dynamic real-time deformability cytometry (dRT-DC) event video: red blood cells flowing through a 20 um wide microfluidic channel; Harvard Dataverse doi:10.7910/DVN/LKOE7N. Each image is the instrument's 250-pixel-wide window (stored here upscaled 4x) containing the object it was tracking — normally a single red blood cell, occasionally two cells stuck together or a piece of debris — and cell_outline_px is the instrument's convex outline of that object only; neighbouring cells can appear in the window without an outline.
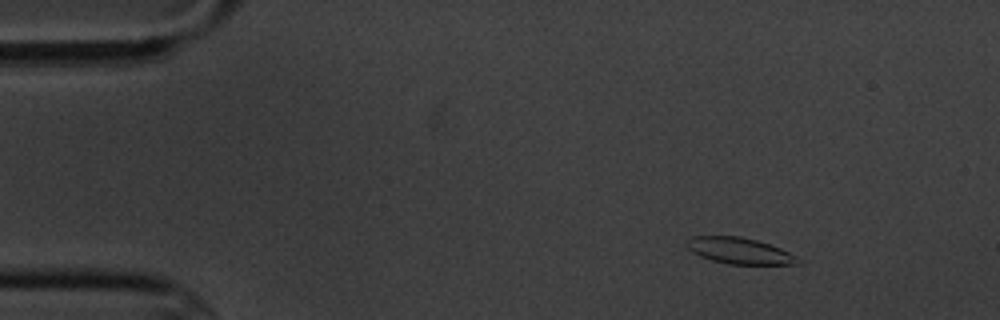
{"species": "common noctule bat (a hibernating species)", "species_latin": "Nyctalus noctula", "temperature_condition": "cold", "stored_images_in_passage": 5, "camera_frame_rate_fps": 3000, "um_per_image_px": 0.085, "animal": {"sex": "male", "body_mass_g": 20.1, "forearm_length_mm": 53.5}, "frame": {"image": 1, "passage_image": 3, "time_ms": 2.333, "image_size_px": [1000, 320], "cell_outline_px": [[804, 260], [796, 264], [728, 264], [712, 260], [700, 256], [692, 252], [684, 244], [684, 240], [692, 236], [740, 236], [756, 240], [780, 248]], "centroid_in_image_um": [62.81, 21.31], "position_along_channel_um": 22.2, "area_um2": 17.05}}